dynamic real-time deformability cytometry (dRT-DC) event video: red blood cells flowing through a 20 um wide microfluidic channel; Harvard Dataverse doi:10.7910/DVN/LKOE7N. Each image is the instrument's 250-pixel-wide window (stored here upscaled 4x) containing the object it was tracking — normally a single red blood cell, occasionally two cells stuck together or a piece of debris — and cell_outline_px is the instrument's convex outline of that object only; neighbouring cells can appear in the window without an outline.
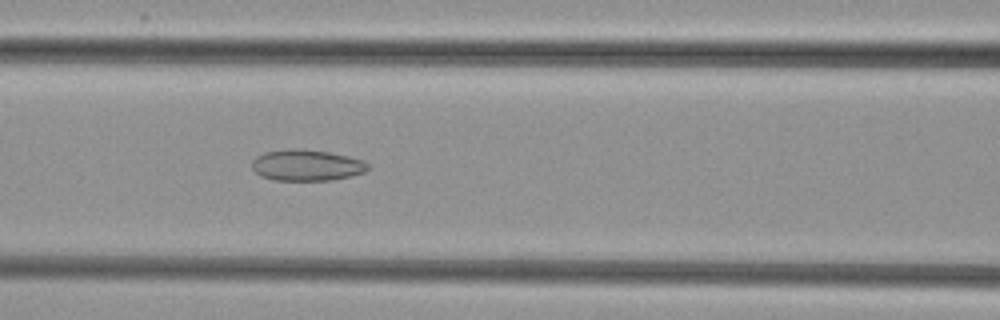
{"species": "common noctule bat (a hibernating species)", "species_latin": "Nyctalus noctula", "temperature_condition": "cold", "stored_images_in_passage": 36, "camera_frame_rate_fps": 3000, "um_per_image_px": 0.085, "animal": {"sex": "female", "body_mass_g": 29.2, "forearm_length_mm": 56.3}, "frame": {"image": 1, "passage_image": 8, "time_ms": 2.333, "image_size_px": [1000, 320], "cell_outline_px": [[368, 168], [364, 172], [332, 180], [272, 180], [260, 176], [252, 168], [252, 160], [256, 156], [264, 152], [292, 148], [296, 148], [328, 152], [348, 156], [364, 160], [368, 164]], "centroid_in_image_um": [26.03, 14.04], "position_along_channel_um": 140.6, "area_um2": 21.04}}
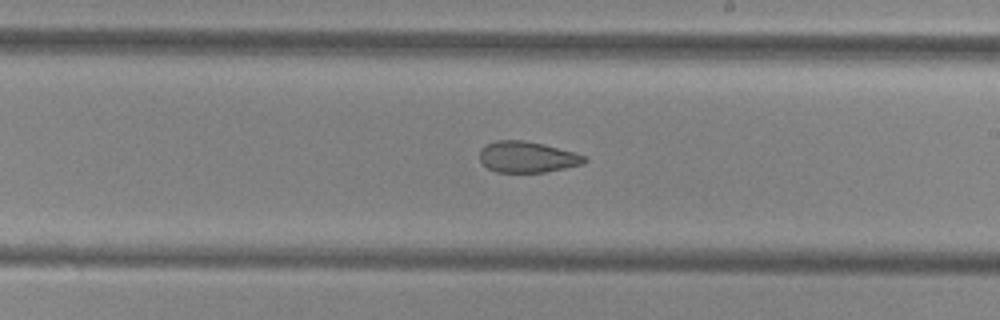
{"frame": {"image": 2, "passage_image": 16, "time_ms": 5.0, "image_size_px": [1000, 320], "cell_outline_px": [[588, 160], [584, 164], [544, 172], [496, 172], [488, 168], [480, 160], [480, 148], [496, 140], [524, 140], [544, 144], [576, 152], [584, 156]], "centroid_in_image_um": [44.83, 13.34], "position_along_channel_um": 244.2, "area_um2": 19.02}}
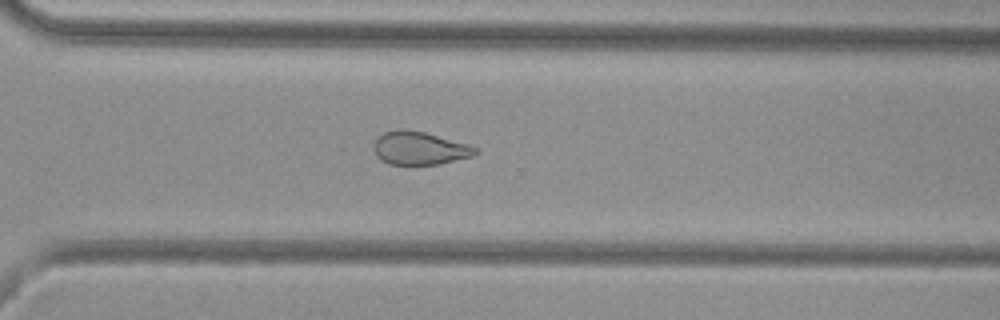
{"frame": {"image": 3, "passage_image": 23, "time_ms": 7.333, "image_size_px": [1000, 320], "cell_outline_px": [[480, 152], [472, 156], [440, 164], [388, 164], [380, 160], [376, 156], [372, 148], [376, 140], [384, 132], [400, 128], [404, 128], [424, 132], [468, 144], [480, 148]], "centroid_in_image_um": [35.67, 12.59], "position_along_channel_um": 334.9, "area_um2": 19.77}}